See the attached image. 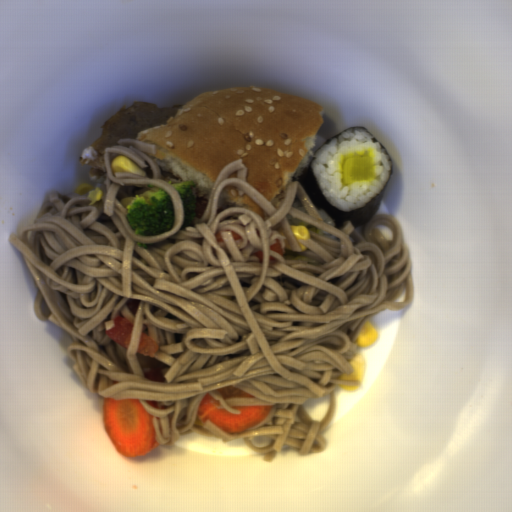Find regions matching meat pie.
<instances>
[{"instance_id": "meat-pie-1", "label": "meat pie", "mask_w": 512, "mask_h": 512, "mask_svg": "<svg viewBox=\"0 0 512 512\" xmlns=\"http://www.w3.org/2000/svg\"><path fill=\"white\" fill-rule=\"evenodd\" d=\"M183 107L161 108L152 102H134L105 120L98 138L78 158L80 165L88 166V179L105 177L106 147L119 145V139L136 140L141 129L163 125Z\"/></svg>"}]
</instances>
